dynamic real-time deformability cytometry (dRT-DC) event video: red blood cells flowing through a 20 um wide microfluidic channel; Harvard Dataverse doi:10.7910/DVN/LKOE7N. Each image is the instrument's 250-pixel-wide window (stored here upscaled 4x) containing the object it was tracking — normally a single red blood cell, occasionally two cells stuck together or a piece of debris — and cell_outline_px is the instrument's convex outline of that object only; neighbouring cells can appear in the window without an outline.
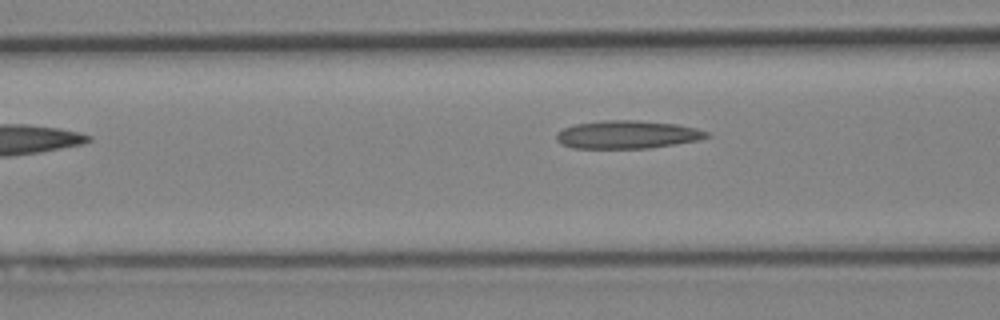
{"species": "Egyptian fruit bat (a non-hibernating species)", "species_latin": "Rousettus aegyptiacus", "temperature_condition": "cold", "stored_images_in_passage": 6, "segment_of_instrument_passage": [1, 2], "camera_frame_rate_fps": 3000, "um_per_image_px": 0.085, "animal": {"sex": "female"}, "frame": {"image": 1, "passage_image": 4, "time_ms": 3.667, "image_size_px": [1000, 320], "cell_outline_px": [[712, 136], [700, 140], [676, 144], [648, 148], [572, 148], [560, 144], [556, 140], [556, 132], [564, 128], [576, 124], [604, 120], [636, 120], [676, 124], [696, 128], [708, 132]], "centroid_in_image_um": [53.32, 11.44], "position_along_channel_um": 113.3, "area_um2": 24.68}}
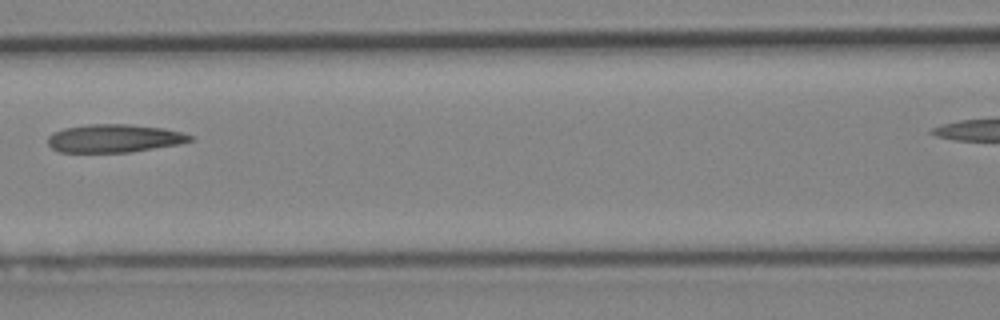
{"frame": {"image": 2, "passage_image": 5, "time_ms": 4.667, "image_size_px": [1000, 320], "cell_outline_px": [[196, 140], [180, 144], [128, 152], [60, 152], [52, 148], [48, 144], [48, 136], [52, 132], [64, 128], [88, 124], [128, 124], [164, 128], [196, 136]], "centroid_in_image_um": [9.74, 11.75], "position_along_channel_um": 156.9, "area_um2": 23.47}}